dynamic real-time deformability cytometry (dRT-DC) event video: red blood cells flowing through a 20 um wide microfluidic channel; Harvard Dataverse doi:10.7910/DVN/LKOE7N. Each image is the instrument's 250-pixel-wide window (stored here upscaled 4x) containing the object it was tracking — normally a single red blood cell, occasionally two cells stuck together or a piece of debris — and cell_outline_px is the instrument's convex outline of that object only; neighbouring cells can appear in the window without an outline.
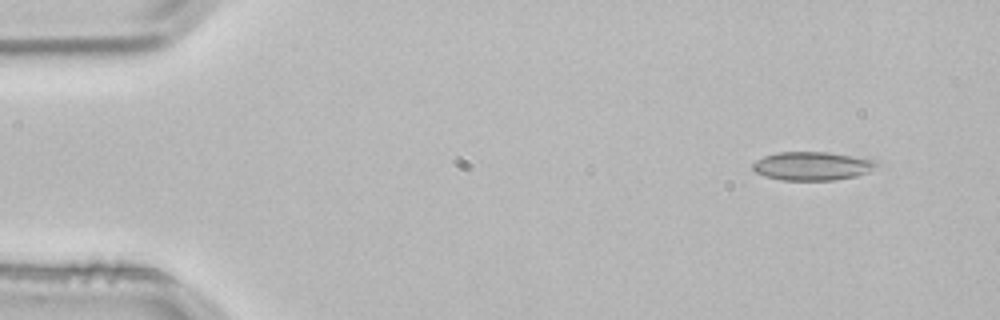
{"species": "common noctule bat (a hibernating species)", "species_latin": "Nyctalus noctula", "temperature_condition": "room temperature", "stored_images_in_passage": 2, "camera_frame_rate_fps": 3000, "um_per_image_px": 0.085, "animal": {"sex": "male", "body_mass_g": 21.5, "forearm_length_mm": 52.0}, "frame": {"image": 1, "passage_image": 1, "time_ms": 0.0, "image_size_px": [1000, 320], "cell_outline_px": [[884, 168], [856, 176], [832, 180], [780, 180], [764, 176], [756, 172], [752, 168], [752, 164], [756, 160], [764, 156], [776, 152], [828, 152], [880, 160], [884, 164]], "centroid_in_image_um": [69.18, 14.11], "position_along_channel_um": 15.8, "area_um2": 21.27}}